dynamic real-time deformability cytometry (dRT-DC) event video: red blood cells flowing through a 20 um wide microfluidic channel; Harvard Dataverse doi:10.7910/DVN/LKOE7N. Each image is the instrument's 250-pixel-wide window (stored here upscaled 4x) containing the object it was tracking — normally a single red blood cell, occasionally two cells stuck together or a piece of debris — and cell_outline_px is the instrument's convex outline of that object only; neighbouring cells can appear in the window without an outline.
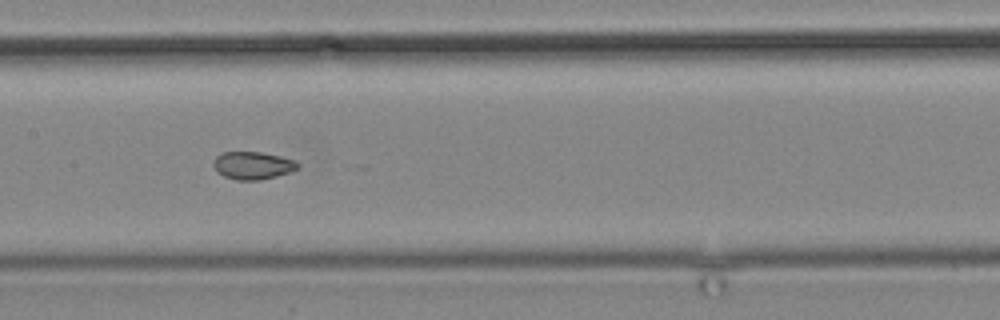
{"species": "common noctule bat (a hibernating species)", "species_latin": "Nyctalus noctula", "temperature_condition": "cold", "stored_images_in_passage": 11, "camera_frame_rate_fps": 3000, "um_per_image_px": 0.085, "animal": {"sex": "male", "body_mass_g": 19.2, "forearm_length_mm": 51.8}, "frame": {"image": 1, "passage_image": 10, "time_ms": 11.333, "image_size_px": [1000, 320], "cell_outline_px": [[300, 168], [276, 176], [260, 180], [236, 180], [224, 176], [216, 172], [212, 164], [212, 160], [220, 152], [260, 152], [280, 156], [296, 160], [300, 164]], "centroid_in_image_um": [21.46, 14.06], "position_along_channel_um": 185.9, "area_um2": 13.81}}
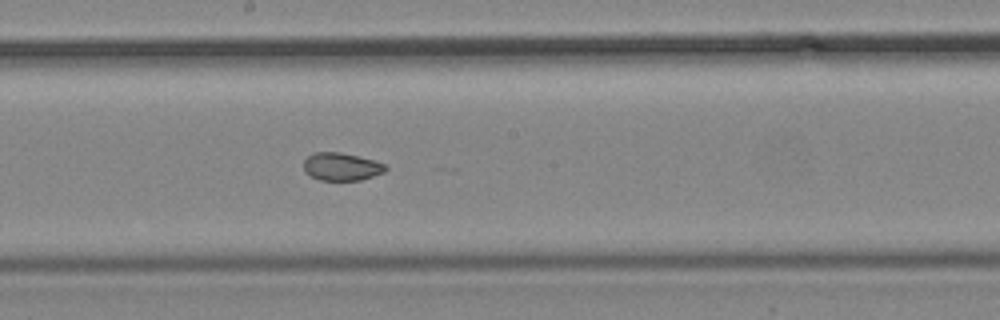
{"frame": {"image": 2, "passage_image": 11, "time_ms": 12.333, "image_size_px": [1000, 320], "cell_outline_px": [[388, 168], [384, 172], [360, 180], [320, 180], [312, 176], [304, 168], [304, 160], [308, 156], [316, 152], [340, 152], [372, 160], [384, 164]], "centroid_in_image_um": [29.03, 14.16], "position_along_channel_um": 219.2, "area_um2": 12.95}}